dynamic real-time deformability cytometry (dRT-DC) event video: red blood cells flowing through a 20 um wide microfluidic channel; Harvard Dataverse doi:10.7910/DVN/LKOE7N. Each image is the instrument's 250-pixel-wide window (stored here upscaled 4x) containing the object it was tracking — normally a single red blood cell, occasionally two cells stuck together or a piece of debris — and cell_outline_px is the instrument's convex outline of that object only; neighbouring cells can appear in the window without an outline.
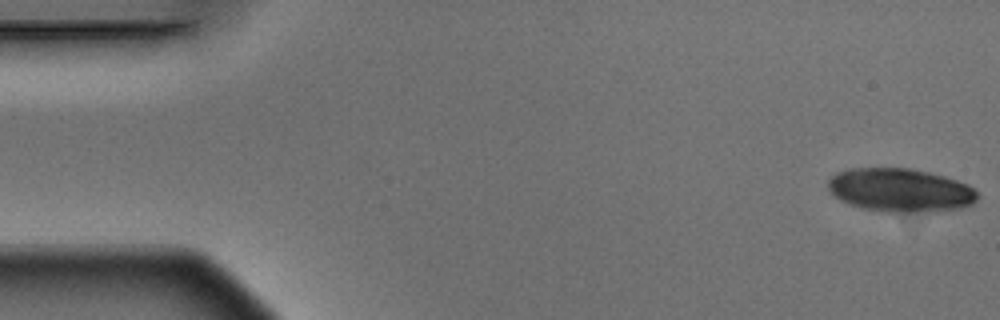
{"species": "Egyptian fruit bat (a non-hibernating species)", "species_latin": "Rousettus aegyptiacus", "temperature_condition": "warm", "stored_images_in_passage": 5, "camera_frame_rate_fps": 3000, "um_per_image_px": 0.085, "animal": {"sex": "male"}, "frame": {"image": 1, "passage_image": 1, "time_ms": 0.0, "image_size_px": [1000, 320], "cell_outline_px": [[980, 196], [972, 204], [960, 208], [892, 212], [888, 212], [864, 208], [848, 204], [840, 200], [828, 188], [828, 180], [836, 172], [848, 168], [912, 168], [944, 176], [968, 184]], "centroid_in_image_um": [76.49, 16.13], "position_along_channel_um": 8.5, "area_um2": 37.4}}